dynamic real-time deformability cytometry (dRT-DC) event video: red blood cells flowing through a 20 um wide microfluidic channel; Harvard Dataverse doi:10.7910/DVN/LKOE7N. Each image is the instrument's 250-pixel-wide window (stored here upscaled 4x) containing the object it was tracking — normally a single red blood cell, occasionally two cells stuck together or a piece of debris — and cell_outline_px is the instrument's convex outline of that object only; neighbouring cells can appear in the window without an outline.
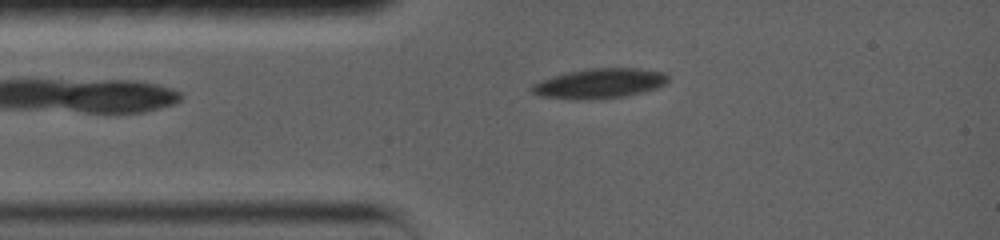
{"species": "common noctule bat (a hibernating species)", "species_latin": "Nyctalus noctula", "temperature_condition": "warm", "stored_images_in_passage": 42, "camera_frame_rate_fps": 5000, "um_per_image_px": 0.085, "animal": {"sex": "female", "body_mass_g": 19.0, "forearm_length_mm": 56.7}, "frame": {"image": 1, "passage_image": 2, "time_ms": 0.4, "image_size_px": [1000, 240], "cell_outline_px": [[668, 80], [664, 84], [656, 88], [644, 92], [624, 96], [588, 100], [572, 100], [540, 96], [532, 92], [528, 88], [532, 84], [540, 80], [564, 72], [588, 68], [640, 68], [664, 72], [668, 76]], "centroid_in_image_um": [50.91, 7.09], "position_along_channel_um": 34.1, "area_um2": 24.1}}
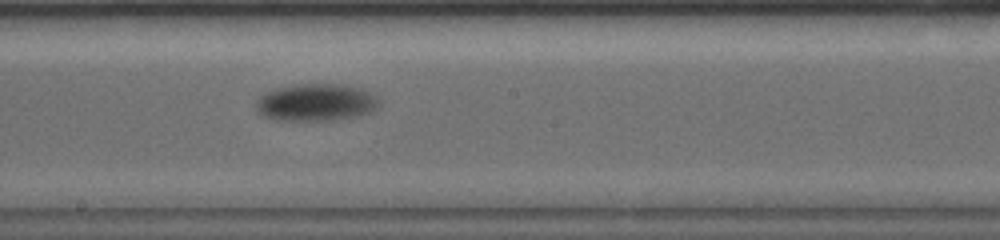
{"frame": {"image": 2, "passage_image": 21, "time_ms": 6.2, "image_size_px": [1000, 240], "cell_outline_px": [[380, 100], [376, 108], [360, 116], [332, 120], [276, 120], [264, 116], [256, 112], [256, 100], [260, 96], [276, 88], [300, 84], [344, 84], [364, 88], [372, 92]], "centroid_in_image_um": [26.89, 8.7], "position_along_channel_um": 221.3, "area_um2": 26.93}}
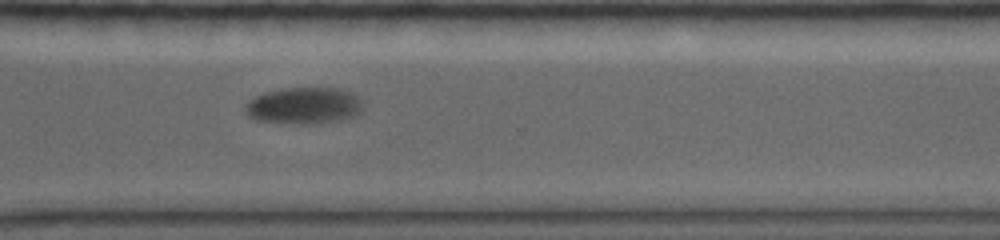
{"frame": {"image": 3, "passage_image": 41, "time_ms": 9.8, "image_size_px": [1000, 240], "cell_outline_px": [[360, 112], [352, 116], [340, 120], [320, 124], [292, 124], [256, 120], [248, 116], [244, 112], [244, 104], [248, 100], [264, 92], [284, 88], [340, 88], [352, 92], [360, 100]], "centroid_in_image_um": [25.77, 8.99], "position_along_channel_um": 344.8, "area_um2": 25.37}}